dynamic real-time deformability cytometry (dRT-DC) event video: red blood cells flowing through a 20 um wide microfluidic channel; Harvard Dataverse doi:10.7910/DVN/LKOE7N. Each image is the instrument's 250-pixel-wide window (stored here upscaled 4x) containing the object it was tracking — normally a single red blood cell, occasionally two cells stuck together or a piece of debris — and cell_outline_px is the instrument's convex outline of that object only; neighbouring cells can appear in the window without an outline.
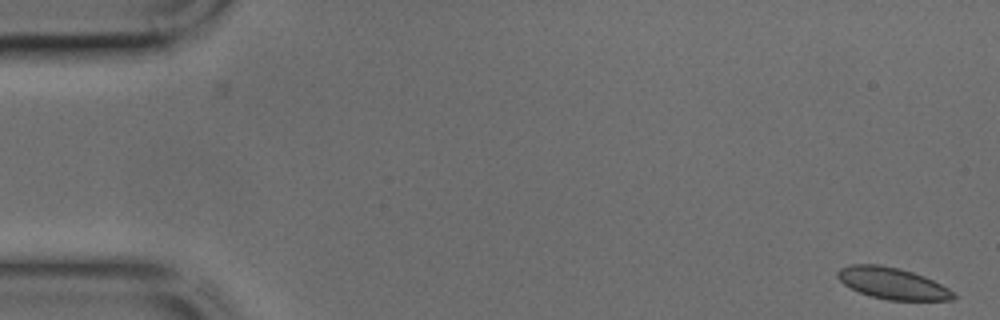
{"species": "common noctule bat (a hibernating species)", "species_latin": "Nyctalus noctula", "temperature_condition": "cold", "stored_images_in_passage": 27, "camera_frame_rate_fps": 3000, "um_per_image_px": 0.085, "animal": {"sex": "male", "body_mass_g": 17.9, "forearm_length_mm": 54.2}, "frame": {"image": 1, "passage_image": 1, "time_ms": 0.0, "image_size_px": [1000, 320], "cell_outline_px": [[956, 296], [952, 300], [888, 300], [872, 296], [860, 292], [844, 284], [836, 276], [836, 272], [840, 268], [848, 264], [876, 264], [900, 268], [924, 276], [948, 288]], "centroid_in_image_um": [75.83, 24.07], "position_along_channel_um": 9.2, "area_um2": 21.1}}
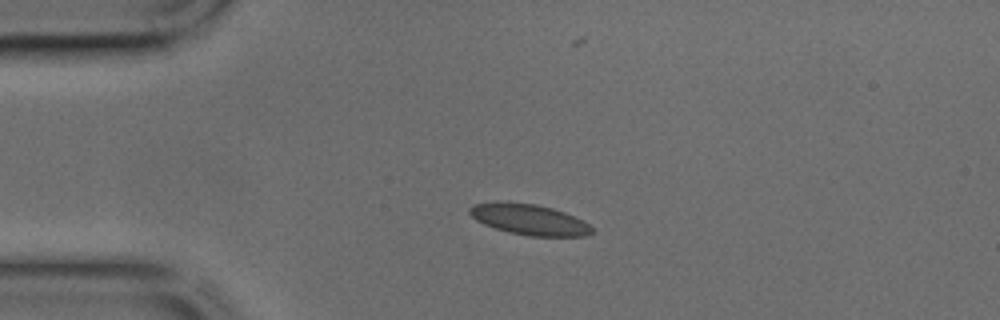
{"frame": {"image": 2, "passage_image": 10, "time_ms": 3.0, "image_size_px": [1000, 320], "cell_outline_px": [[592, 232], [588, 236], [528, 236], [508, 232], [484, 224], [476, 220], [468, 212], [468, 208], [476, 204], [496, 200], [508, 200], [536, 204], [552, 208], [564, 212], [584, 220], [592, 228]], "centroid_in_image_um": [44.95, 18.63], "position_along_channel_um": 40.0, "area_um2": 22.25}}